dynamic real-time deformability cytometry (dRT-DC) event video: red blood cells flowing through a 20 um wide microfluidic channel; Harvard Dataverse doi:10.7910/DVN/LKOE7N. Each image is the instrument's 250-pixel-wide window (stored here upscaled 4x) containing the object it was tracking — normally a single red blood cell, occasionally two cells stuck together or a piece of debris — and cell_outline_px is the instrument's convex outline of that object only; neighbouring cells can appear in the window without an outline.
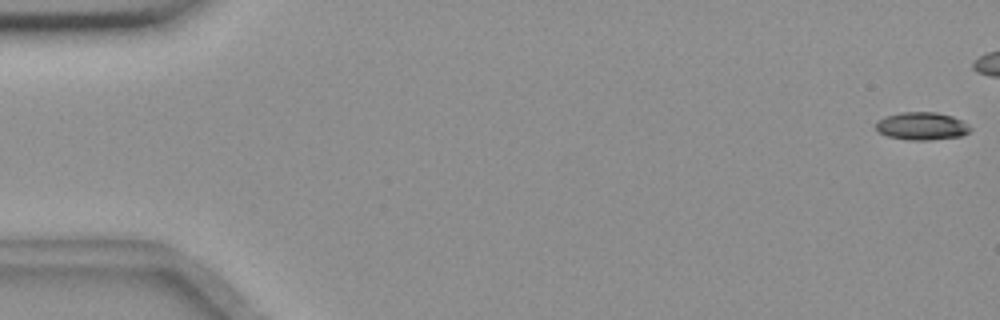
{"species": "common noctule bat (a hibernating species)", "species_latin": "Nyctalus noctula", "temperature_condition": "room temperature", "stored_images_in_passage": 9, "camera_frame_rate_fps": 3000, "um_per_image_px": 0.085, "animal": {"sex": "female", "body_mass_g": 18.4}, "frame": {"image": 1, "passage_image": 1, "time_ms": 0.0, "image_size_px": [1000, 320], "cell_outline_px": [[972, 128], [968, 132], [960, 136], [928, 140], [908, 140], [888, 136], [880, 132], [876, 128], [876, 124], [884, 116], [900, 112], [936, 112], [952, 116], [960, 120]], "centroid_in_image_um": [78.34, 10.71], "position_along_channel_um": 6.7, "area_um2": 15.09}}